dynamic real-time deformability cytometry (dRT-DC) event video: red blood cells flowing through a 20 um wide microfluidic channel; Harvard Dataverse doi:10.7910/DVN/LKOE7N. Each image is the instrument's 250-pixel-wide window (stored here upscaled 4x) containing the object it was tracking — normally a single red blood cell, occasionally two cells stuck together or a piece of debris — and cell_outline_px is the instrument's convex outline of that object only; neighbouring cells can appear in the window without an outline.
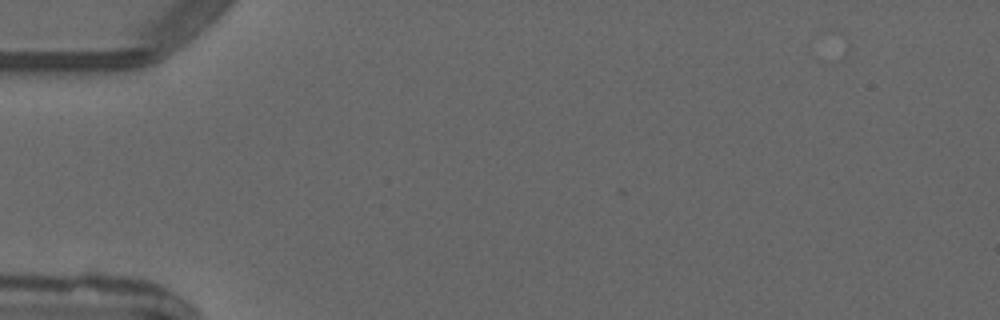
{"species": "common noctule bat (a hibernating species)", "species_latin": "Nyctalus noctula", "temperature_condition": "warm", "stored_images_in_passage": 5, "camera_frame_rate_fps": 3000, "um_per_image_px": 0.085, "animal": {"sex": "male", "forearm_length_mm": 52.5}, "frame": {"image": 1, "passage_image": 1, "time_ms": 0.0, "image_size_px": [1000, 320], "cell_outline_px": [[292, 40], [272, 64], [244, 52], [248, 32], [256, 24], [272, 16], [288, 32]], "centroid_in_image_um": [22.72, 3.43], "position_along_channel_um": 62.3, "area_um2": 10.29}}